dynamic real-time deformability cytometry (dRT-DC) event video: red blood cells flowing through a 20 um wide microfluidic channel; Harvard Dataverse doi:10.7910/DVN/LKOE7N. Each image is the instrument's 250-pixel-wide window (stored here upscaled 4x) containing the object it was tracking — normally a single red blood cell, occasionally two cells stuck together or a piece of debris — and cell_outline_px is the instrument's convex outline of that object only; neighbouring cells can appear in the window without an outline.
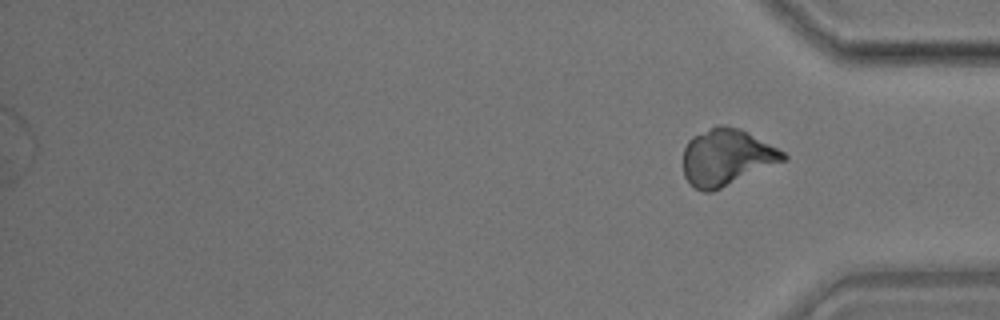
{"species": "common noctule bat (a hibernating species)", "species_latin": "Nyctalus noctula", "temperature_condition": "room temperature", "stored_images_in_passage": 33, "segment_of_instrument_passage": [2, 2], "camera_frame_rate_fps": 3000, "um_per_image_px": 0.085, "animal": {"sex": "male", "body_mass_g": 17.9}, "frame": {"image": 1, "passage_image": 33, "time_ms": 10.667, "image_size_px": [1000, 320], "cell_outline_px": [[788, 160], [712, 192], [704, 192], [696, 188], [684, 176], [684, 148], [688, 140], [692, 136], [716, 124], [724, 124], [740, 128], [748, 132], [784, 152], [788, 156]], "centroid_in_image_um": [61.78, 13.35], "position_along_channel_um": 373.4, "area_um2": 33.18}}